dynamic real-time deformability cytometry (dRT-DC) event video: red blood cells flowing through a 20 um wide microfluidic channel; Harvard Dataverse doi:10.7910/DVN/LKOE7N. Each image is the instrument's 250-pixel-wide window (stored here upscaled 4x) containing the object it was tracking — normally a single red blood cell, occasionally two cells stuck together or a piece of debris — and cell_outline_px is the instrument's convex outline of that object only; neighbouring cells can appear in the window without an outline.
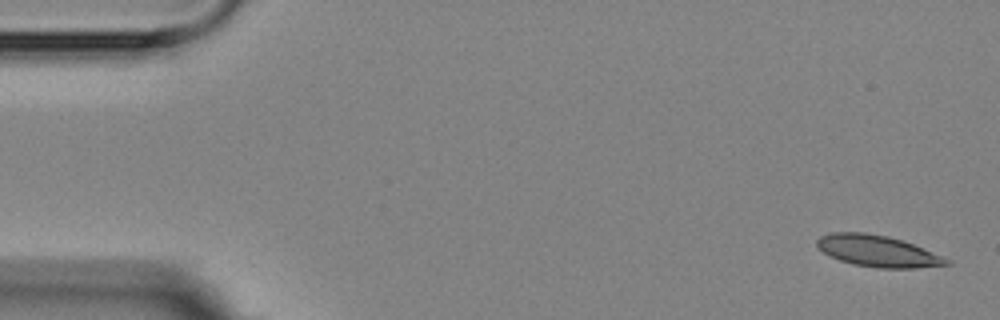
{"species": "Egyptian fruit bat (a non-hibernating species)", "species_latin": "Rousettus aegyptiacus", "temperature_condition": "room temperature", "stored_images_in_passage": 5, "camera_frame_rate_fps": 3000, "um_per_image_px": 0.085, "animal": {"sex": "female"}, "frame": {"image": 1, "passage_image": 1, "time_ms": 0.0, "image_size_px": [1000, 320], "cell_outline_px": [[952, 264], [916, 268], [876, 268], [852, 264], [828, 256], [816, 244], [816, 240], [820, 236], [832, 232], [864, 232], [888, 236], [912, 244], [952, 260]], "centroid_in_image_um": [74.59, 21.34], "position_along_channel_um": 10.4, "area_um2": 23.7}}